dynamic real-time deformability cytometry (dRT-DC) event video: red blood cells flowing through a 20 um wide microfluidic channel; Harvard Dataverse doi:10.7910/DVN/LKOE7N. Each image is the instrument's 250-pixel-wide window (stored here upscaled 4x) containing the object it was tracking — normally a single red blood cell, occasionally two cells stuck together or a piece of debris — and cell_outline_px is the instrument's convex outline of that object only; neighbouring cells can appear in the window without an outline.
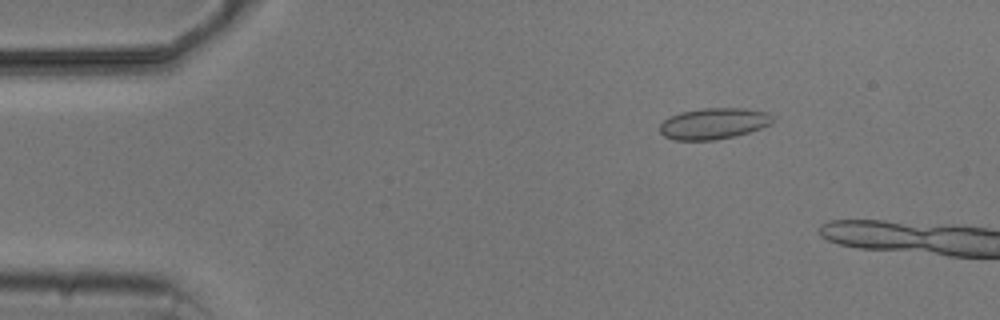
{"species": "common noctule bat (a hibernating species)", "species_latin": "Nyctalus noctula", "temperature_condition": "cold", "stored_images_in_passage": 3, "camera_frame_rate_fps": 3000, "um_per_image_px": 0.085, "animal": {"sex": "male", "body_mass_g": 20.5, "forearm_length_mm": 52.5}, "frame": {"image": 1, "passage_image": 1, "time_ms": 0.0, "image_size_px": [1000, 320], "cell_outline_px": [[772, 120], [768, 124], [760, 128], [736, 136], [716, 140], [672, 140], [664, 136], [660, 132], [660, 124], [668, 116], [680, 112], [700, 108], [744, 108], [768, 112], [772, 116]], "centroid_in_image_um": [60.61, 10.5], "position_along_channel_um": 24.4, "area_um2": 20.58}}